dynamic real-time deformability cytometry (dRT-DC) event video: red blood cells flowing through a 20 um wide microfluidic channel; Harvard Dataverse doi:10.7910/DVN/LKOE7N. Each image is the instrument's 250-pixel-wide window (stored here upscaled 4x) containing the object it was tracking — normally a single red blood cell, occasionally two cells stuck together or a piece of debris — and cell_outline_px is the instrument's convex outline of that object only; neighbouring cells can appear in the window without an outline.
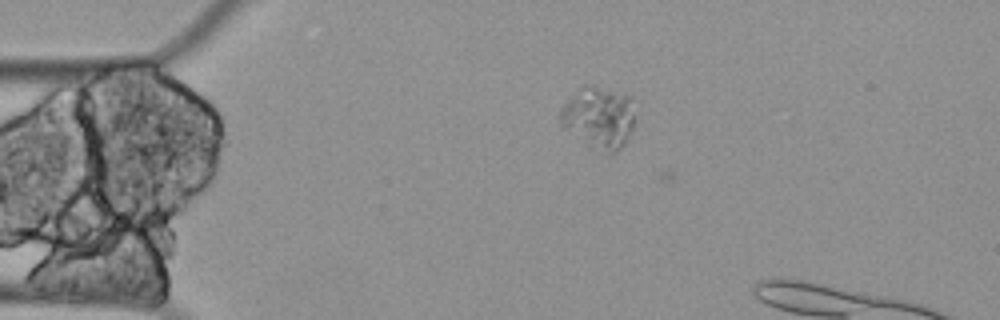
{"species": "Egyptian fruit bat (a non-hibernating species)", "species_latin": "Rousettus aegyptiacus", "temperature_condition": "cold", "stored_images_in_passage": 8, "camera_frame_rate_fps": 3000, "um_per_image_px": 0.085, "animal": {"sex": "female"}, "frame": {"image": 1, "passage_image": 7, "time_ms": 2.0, "image_size_px": [1000, 320], "cell_outline_px": [[636, 120], [624, 144], [616, 152], [608, 152], [588, 148], [564, 128], [560, 124], [560, 108], [584, 84], [592, 84], [624, 92], [628, 96], [636, 116]], "centroid_in_image_um": [50.9, 9.98], "position_along_channel_um": 34.1, "area_um2": 27.34}}